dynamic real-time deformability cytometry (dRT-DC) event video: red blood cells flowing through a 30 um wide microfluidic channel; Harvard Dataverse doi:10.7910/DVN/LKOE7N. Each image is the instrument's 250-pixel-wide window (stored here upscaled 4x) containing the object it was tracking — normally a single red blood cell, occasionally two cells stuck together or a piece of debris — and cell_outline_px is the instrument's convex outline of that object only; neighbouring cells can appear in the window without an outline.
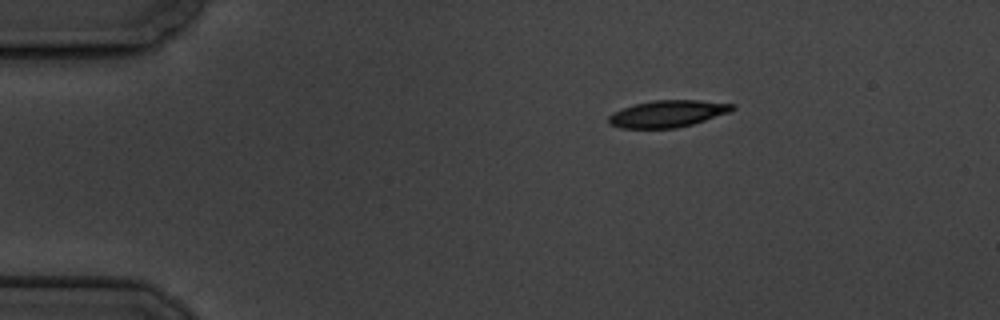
{"species": "common noctule bat (a hibernating species)", "species_latin": "Nyctalus noctula", "temperature_condition": "cold", "stored_images_in_passage": 9, "camera_frame_rate_fps": 3000, "um_per_image_px": 0.085, "animal": {"sex": "male", "body_mass_g": 19.5, "forearm_length_mm": 54.6}, "frame": {"image": 1, "passage_image": 1, "time_ms": 0.0, "image_size_px": [1000, 320], "cell_outline_px": [[736, 108], [728, 112], [692, 124], [676, 128], [620, 128], [608, 124], [608, 116], [612, 112], [636, 104], [652, 100], [700, 100], [736, 104]], "centroid_in_image_um": [56.73, 9.66], "position_along_channel_um": 28.3, "area_um2": 19.31}}
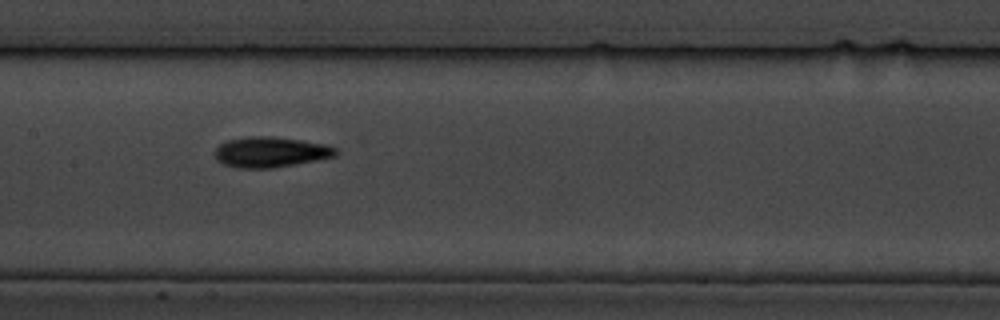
{"frame": {"image": 2, "passage_image": 6, "time_ms": 6.333, "image_size_px": [1000, 320], "cell_outline_px": [[340, 152], [336, 156], [296, 164], [272, 168], [240, 168], [224, 164], [216, 160], [212, 152], [220, 144], [228, 140], [252, 136], [272, 136], [300, 140], [324, 144], [336, 148]], "centroid_in_image_um": [22.98, 12.93], "position_along_channel_um": 184.4, "area_um2": 21.5}}
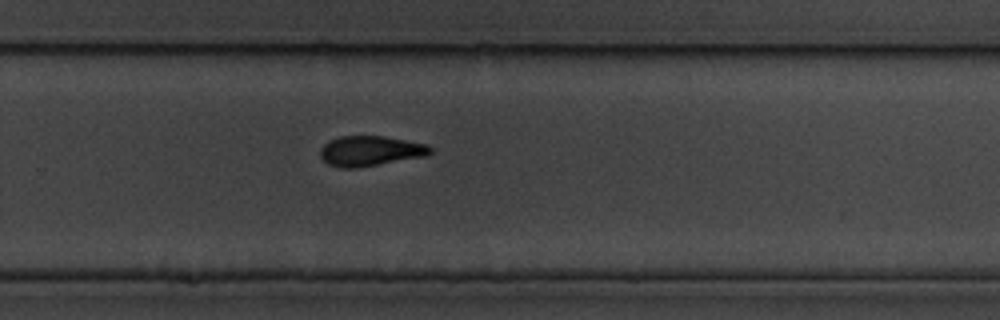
{"frame": {"image": 3, "passage_image": 9, "time_ms": 9.667, "image_size_px": [1000, 320], "cell_outline_px": [[432, 152], [424, 156], [356, 168], [340, 168], [328, 164], [320, 156], [320, 148], [328, 140], [340, 136], [384, 136], [428, 144], [432, 148]], "centroid_in_image_um": [31.45, 12.82], "position_along_channel_um": 298.4, "area_um2": 19.31}}